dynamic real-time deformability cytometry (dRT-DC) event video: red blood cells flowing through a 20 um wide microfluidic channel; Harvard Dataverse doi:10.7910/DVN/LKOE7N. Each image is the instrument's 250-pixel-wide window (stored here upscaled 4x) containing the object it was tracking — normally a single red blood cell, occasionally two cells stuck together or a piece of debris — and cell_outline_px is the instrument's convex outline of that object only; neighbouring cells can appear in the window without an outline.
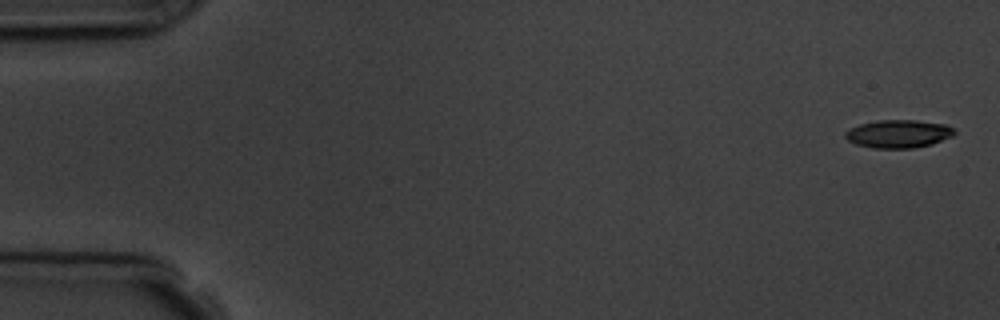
{"species": "common noctule bat (a hibernating species)", "species_latin": "Nyctalus noctula", "temperature_condition": "room temperature", "stored_images_in_passage": 15, "camera_frame_rate_fps": 3000, "um_per_image_px": 0.085, "animal": {"sex": "male", "body_mass_g": 19.5, "forearm_length_mm": 54.6}, "frame": {"image": 1, "passage_image": 1, "time_ms": 0.0, "image_size_px": [1000, 320], "cell_outline_px": [[956, 132], [952, 136], [932, 144], [916, 148], [872, 148], [856, 144], [848, 140], [844, 136], [844, 132], [860, 124], [876, 120], [916, 120], [944, 124], [952, 128]], "centroid_in_image_um": [76.36, 11.38], "position_along_channel_um": 8.6, "area_um2": 17.8}}
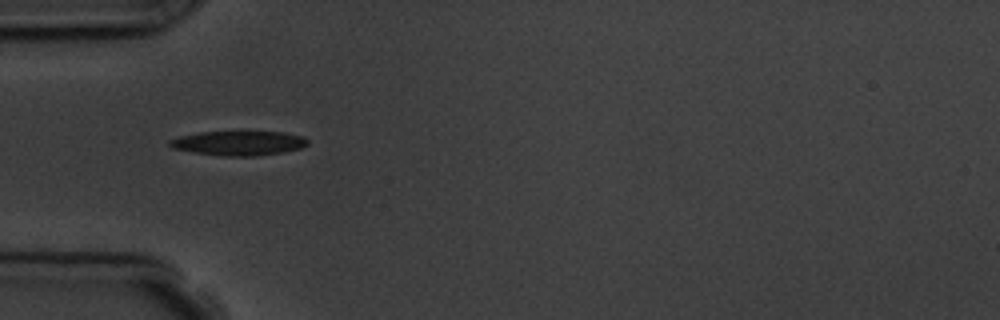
{"frame": {"image": 2, "passage_image": 5, "time_ms": 5.333, "image_size_px": [1000, 320], "cell_outline_px": [[308, 144], [300, 148], [284, 152], [256, 156], [220, 156], [192, 152], [172, 148], [168, 144], [168, 140], [180, 136], [200, 132], [284, 132], [304, 136], [308, 140]], "centroid_in_image_um": [20.28, 12.17], "position_along_channel_um": 64.7, "area_um2": 19.77}, "authors_computed_cell_mechanics": {"area_um2": 18.9006, "velocity_mm_per_s": 3.711, "shape_relaxation_time_tau1_ms": 2.2408, "shape_relaxation_time_tau2_ms": null, "deformation_change_tau1": 0.0993, "deformation_change_tau2": null}}